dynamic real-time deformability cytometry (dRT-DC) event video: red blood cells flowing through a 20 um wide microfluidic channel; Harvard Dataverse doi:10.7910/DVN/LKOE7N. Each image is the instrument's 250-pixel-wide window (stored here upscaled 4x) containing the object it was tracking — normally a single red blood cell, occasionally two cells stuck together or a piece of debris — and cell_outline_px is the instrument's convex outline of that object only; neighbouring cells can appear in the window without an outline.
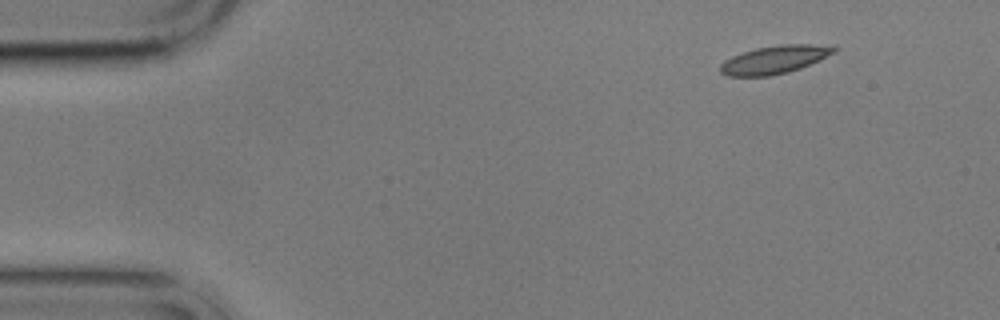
{"species": "common noctule bat (a hibernating species)", "species_latin": "Nyctalus noctula", "temperature_condition": "cold", "stored_images_in_passage": 4, "camera_frame_rate_fps": 3000, "um_per_image_px": 0.085, "animal": {"sex": "male", "body_mass_g": 17.9}, "frame": {"image": 1, "passage_image": 1, "time_ms": 0.0, "image_size_px": [1000, 320], "cell_outline_px": [[840, 48], [836, 52], [800, 68], [788, 72], [768, 76], [728, 76], [720, 72], [720, 64], [724, 60], [732, 56], [756, 48], [780, 44], [836, 44]], "centroid_in_image_um": [65.9, 5.04], "position_along_channel_um": 19.1, "area_um2": 18.79}}
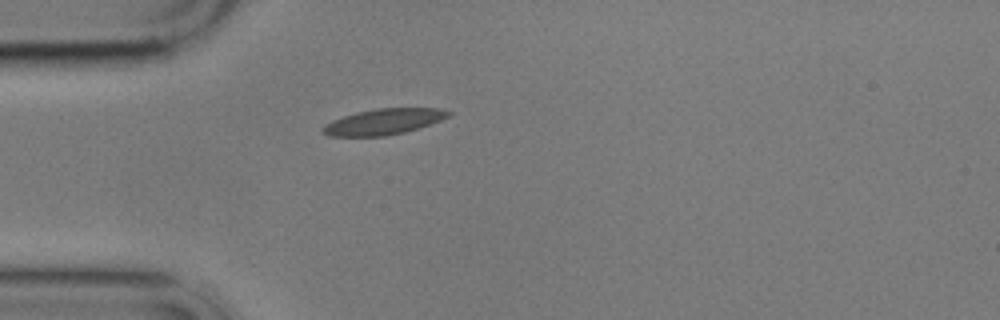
{"frame": {"image": 2, "passage_image": 4, "time_ms": 3.333, "image_size_px": [1000, 320], "cell_outline_px": [[452, 112], [448, 116], [440, 120], [404, 132], [384, 136], [328, 136], [320, 132], [324, 124], [332, 120], [356, 112], [376, 108], [440, 108]], "centroid_in_image_um": [32.54, 10.34], "position_along_channel_um": 52.5, "area_um2": 18.79}}